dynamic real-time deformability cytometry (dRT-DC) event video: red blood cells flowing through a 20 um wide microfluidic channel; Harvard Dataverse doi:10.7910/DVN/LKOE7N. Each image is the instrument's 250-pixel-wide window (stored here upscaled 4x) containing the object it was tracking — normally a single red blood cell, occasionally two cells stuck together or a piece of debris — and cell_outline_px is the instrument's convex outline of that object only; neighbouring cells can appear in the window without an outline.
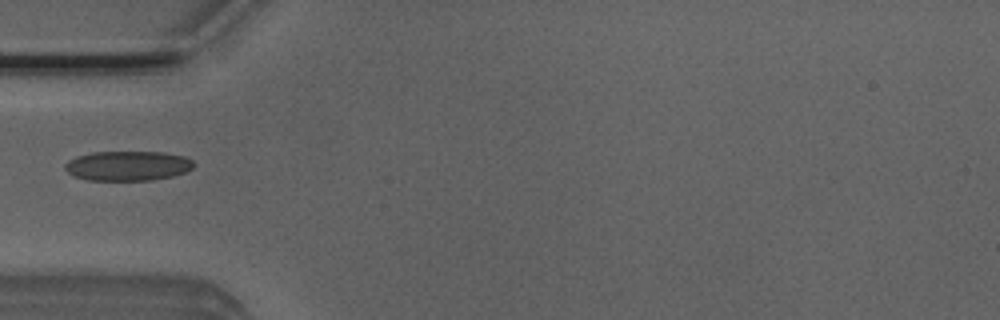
{"species": "Egyptian fruit bat (a non-hibernating species)", "species_latin": "Rousettus aegyptiacus", "temperature_condition": "room temperature", "stored_images_in_passage": 7, "camera_frame_rate_fps": 3000, "um_per_image_px": 0.085, "animal": {"sex": "male"}, "frame": {"image": 1, "passage_image": 5, "time_ms": 1.333, "image_size_px": [1000, 320], "cell_outline_px": [[196, 164], [192, 168], [184, 172], [172, 176], [152, 180], [88, 180], [76, 176], [68, 172], [64, 168], [64, 164], [68, 160], [76, 156], [92, 152], [164, 152], [184, 156], [192, 160]], "centroid_in_image_um": [10.86, 14.09], "position_along_channel_um": 74.1, "area_um2": 22.31}}